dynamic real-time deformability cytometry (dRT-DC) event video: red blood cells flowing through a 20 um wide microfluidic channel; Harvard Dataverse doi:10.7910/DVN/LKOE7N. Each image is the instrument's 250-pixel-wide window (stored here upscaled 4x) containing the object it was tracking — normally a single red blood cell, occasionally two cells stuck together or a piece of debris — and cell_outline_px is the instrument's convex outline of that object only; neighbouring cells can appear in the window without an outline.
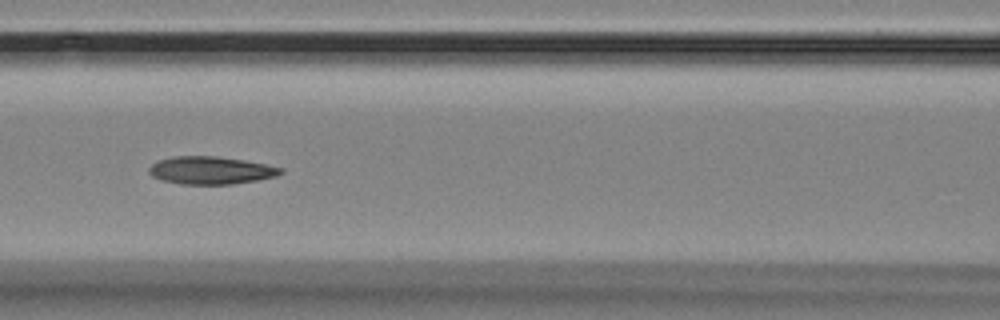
{"species": "Egyptian fruit bat (a non-hibernating species)", "species_latin": "Rousettus aegyptiacus", "temperature_condition": "room temperature", "stored_images_in_passage": 8, "camera_frame_rate_fps": 3000, "um_per_image_px": 0.085, "animal": {"sex": "female"}, "frame": {"image": 1, "passage_image": 6, "time_ms": 6.0, "image_size_px": [1000, 320], "cell_outline_px": [[284, 172], [276, 176], [256, 180], [232, 184], [180, 184], [160, 180], [152, 176], [148, 172], [148, 168], [156, 160], [172, 156], [216, 156], [244, 160], [284, 168]], "centroid_in_image_um": [17.88, 14.47], "position_along_channel_um": 148.7, "area_um2": 21.39}}
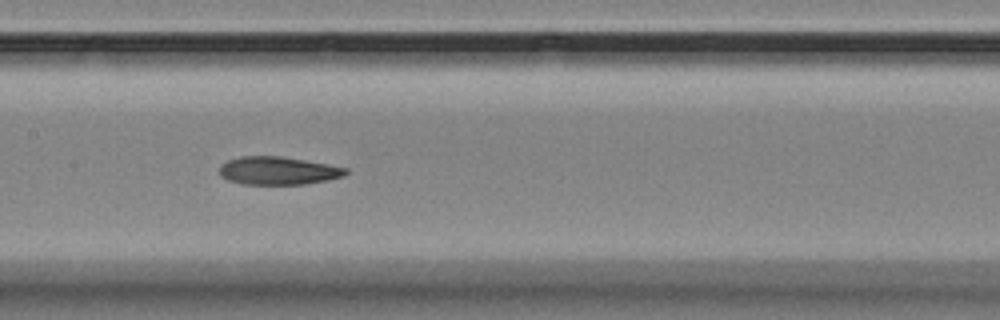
{"frame": {"image": 2, "passage_image": 7, "time_ms": 7.0, "image_size_px": [1000, 320], "cell_outline_px": [[348, 172], [344, 176], [328, 180], [304, 184], [244, 184], [228, 180], [220, 176], [220, 164], [228, 160], [240, 156], [280, 156], [328, 164], [348, 168]], "centroid_in_image_um": [23.64, 14.51], "position_along_channel_um": 183.8, "area_um2": 20.63}}
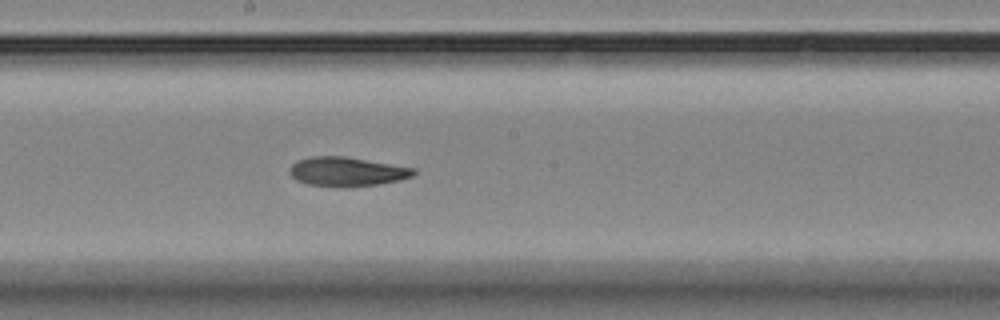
{"frame": {"image": 3, "passage_image": 8, "time_ms": 8.0, "image_size_px": [1000, 320], "cell_outline_px": [[416, 172], [412, 176], [400, 180], [376, 184], [340, 188], [308, 184], [296, 180], [288, 172], [288, 168], [296, 160], [308, 156], [344, 156], [416, 168]], "centroid_in_image_um": [29.44, 14.58], "position_along_channel_um": 218.8, "area_um2": 21.33}}